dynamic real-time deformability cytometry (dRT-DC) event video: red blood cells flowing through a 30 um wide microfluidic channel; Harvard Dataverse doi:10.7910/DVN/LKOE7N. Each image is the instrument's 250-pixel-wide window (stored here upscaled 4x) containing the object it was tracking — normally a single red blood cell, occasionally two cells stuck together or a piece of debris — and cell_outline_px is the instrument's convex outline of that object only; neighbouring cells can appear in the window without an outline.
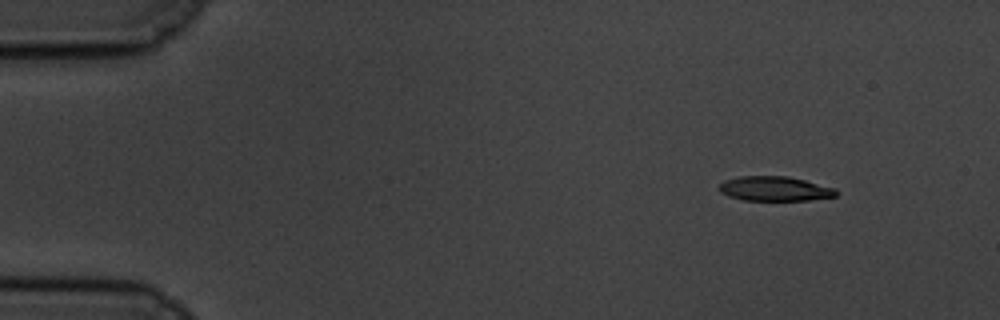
{"species": "common noctule bat (a hibernating species)", "species_latin": "Nyctalus noctula", "temperature_condition": "cold", "stored_images_in_passage": 52, "camera_frame_rate_fps": 3000, "um_per_image_px": 0.085, "animal": {"sex": "male", "body_mass_g": 19.5, "forearm_length_mm": 54.6}, "frame": {"image": 1, "passage_image": 1, "time_ms": 0.0, "image_size_px": [1000, 320], "cell_outline_px": [[840, 192], [836, 196], [808, 200], [744, 200], [728, 196], [720, 192], [720, 184], [724, 180], [740, 176], [788, 176], [836, 188]], "centroid_in_image_um": [65.88, 16.04], "position_along_channel_um": 19.1, "area_um2": 16.76}}
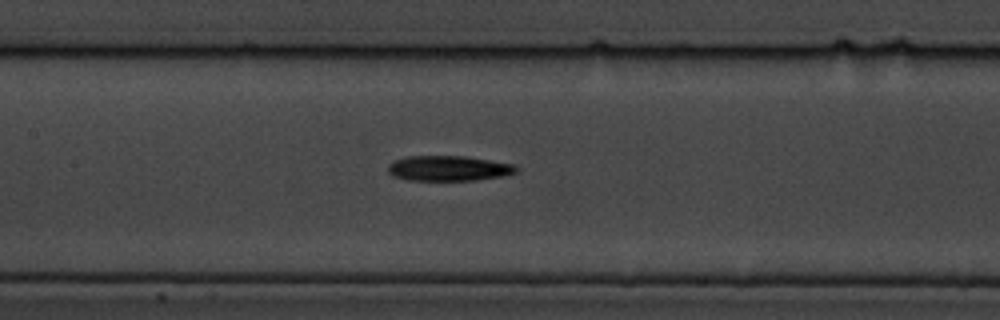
{"frame": {"image": 2, "passage_image": 22, "time_ms": 7.0, "image_size_px": [1000, 320], "cell_outline_px": [[520, 168], [516, 172], [504, 176], [476, 180], [408, 180], [392, 176], [388, 172], [388, 164], [396, 160], [408, 156], [464, 156], [512, 164]], "centroid_in_image_um": [38.12, 14.31], "position_along_channel_um": 169.3, "area_um2": 18.79}}
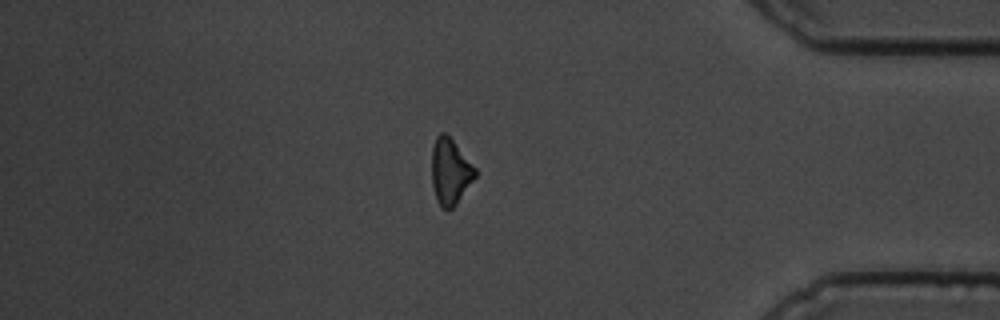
{"frame": {"image": 3, "passage_image": 44, "time_ms": 14.333, "image_size_px": [1000, 320], "cell_outline_px": [[476, 176], [456, 204], [452, 208], [440, 208], [436, 200], [432, 184], [432, 148], [436, 136], [440, 132], [444, 132], [452, 140], [476, 168]], "centroid_in_image_um": [38.25, 14.59], "position_along_channel_um": 397.0, "area_um2": 16.53}, "authors_computed_cell_mechanics": {"area_um2": 18.1781, "velocity_mm_per_s": 3.493, "shape_relaxation_time_tau1_ms": 6.2948, "shape_relaxation_time_tau2_ms": null, "deformation_change_tau1": 0.1569, "deformation_change_tau2": null}}